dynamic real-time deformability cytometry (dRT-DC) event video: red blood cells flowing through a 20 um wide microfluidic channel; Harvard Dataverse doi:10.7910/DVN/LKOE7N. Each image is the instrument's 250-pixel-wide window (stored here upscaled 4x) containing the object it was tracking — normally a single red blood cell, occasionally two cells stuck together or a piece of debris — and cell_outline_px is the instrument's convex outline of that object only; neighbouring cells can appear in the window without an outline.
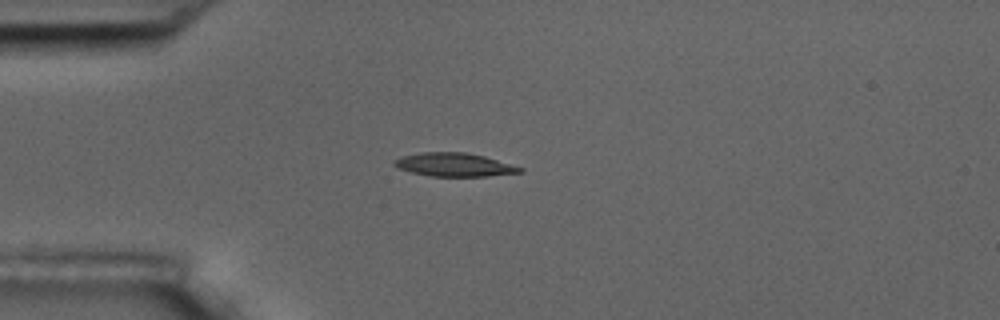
{"species": "common noctule bat (a hibernating species)", "species_latin": "Nyctalus noctula", "temperature_condition": "room temperature", "stored_images_in_passage": 11, "camera_frame_rate_fps": 3000, "um_per_image_px": 0.085, "animal": {"sex": "male", "body_mass_g": 17.5, "forearm_length_mm": 52.3}, "frame": {"image": 1, "passage_image": 4, "time_ms": 4.333, "image_size_px": [1000, 320], "cell_outline_px": [[524, 172], [488, 176], [428, 176], [412, 172], [400, 168], [392, 164], [396, 160], [404, 156], [424, 152], [464, 152], [484, 156], [524, 168]], "centroid_in_image_um": [38.66, 14.01], "position_along_channel_um": 46.3, "area_um2": 16.94}}
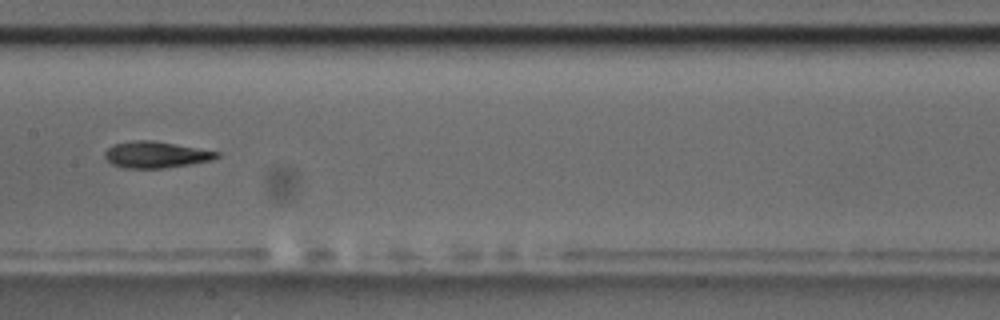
{"frame": {"image": 2, "passage_image": 8, "time_ms": 9.0, "image_size_px": [1000, 320], "cell_outline_px": [[220, 156], [212, 160], [192, 164], [164, 168], [124, 168], [112, 164], [104, 156], [104, 152], [112, 144], [136, 140], [152, 140], [220, 152]], "centroid_in_image_um": [13.24, 13.15], "position_along_channel_um": 194.2, "area_um2": 17.22}}
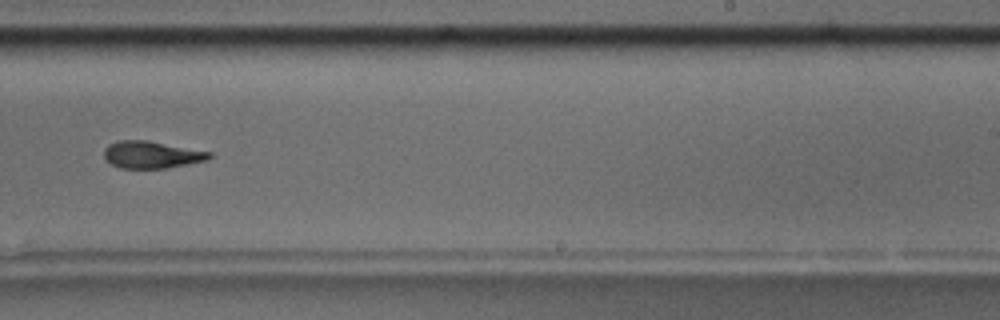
{"frame": {"image": 3, "passage_image": 10, "time_ms": 11.333, "image_size_px": [1000, 320], "cell_outline_px": [[212, 156], [208, 160], [168, 168], [120, 168], [104, 160], [104, 148], [108, 144], [116, 140], [148, 140], [212, 152]], "centroid_in_image_um": [12.87, 13.14], "position_along_channel_um": 276.1, "area_um2": 16.88}}